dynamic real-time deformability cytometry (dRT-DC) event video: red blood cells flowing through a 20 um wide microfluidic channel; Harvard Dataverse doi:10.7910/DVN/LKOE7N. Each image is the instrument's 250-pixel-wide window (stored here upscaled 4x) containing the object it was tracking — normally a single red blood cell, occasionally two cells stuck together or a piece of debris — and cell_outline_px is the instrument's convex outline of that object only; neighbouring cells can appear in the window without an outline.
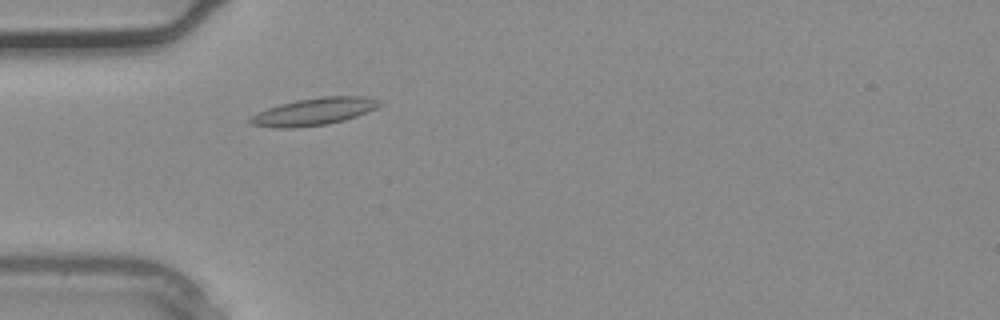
{"species": "common noctule bat (a hibernating species)", "species_latin": "Nyctalus noctula", "temperature_condition": "warm", "stored_images_in_passage": 25, "camera_frame_rate_fps": 3000, "um_per_image_px": 0.085, "animal": {"sex": "male", "body_mass_g": 20.4}, "frame": {"image": 1, "passage_image": 4, "time_ms": 1.0, "image_size_px": [1000, 320], "cell_outline_px": [[384, 104], [368, 112], [344, 120], [328, 124], [296, 128], [272, 128], [252, 124], [248, 120], [256, 112], [280, 104], [296, 100], [320, 96], [364, 96], [380, 100]], "centroid_in_image_um": [26.71, 9.48], "position_along_channel_um": 58.3, "area_um2": 20.75}}